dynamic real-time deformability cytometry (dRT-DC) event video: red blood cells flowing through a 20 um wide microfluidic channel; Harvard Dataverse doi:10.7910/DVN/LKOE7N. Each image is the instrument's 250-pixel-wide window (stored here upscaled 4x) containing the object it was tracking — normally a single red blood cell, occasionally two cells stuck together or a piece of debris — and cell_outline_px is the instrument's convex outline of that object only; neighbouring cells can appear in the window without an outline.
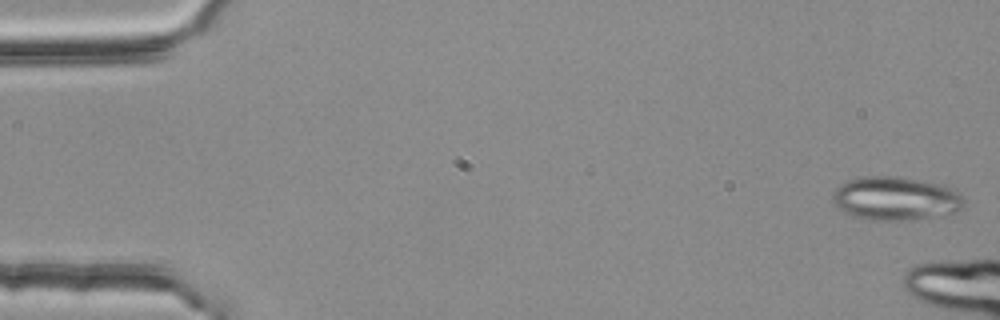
{"species": "common noctule bat (a hibernating species)", "species_latin": "Nyctalus noctula", "temperature_condition": "room temperature", "stored_images_in_passage": 16, "camera_frame_rate_fps": 3000, "um_per_image_px": 0.085, "animal": {"sex": "female", "body_mass_g": 25.1}, "frame": {"image": 1, "passage_image": 1, "time_ms": 0.0, "image_size_px": [1000, 320], "cell_outline_px": [[964, 208], [956, 212], [908, 220], [872, 220], [852, 216], [844, 212], [832, 200], [832, 192], [840, 184], [848, 180], [860, 176], [892, 176], [940, 184], [960, 192], [964, 200]], "centroid_in_image_um": [76.11, 16.87], "position_along_channel_um": 8.9, "area_um2": 33.23}}